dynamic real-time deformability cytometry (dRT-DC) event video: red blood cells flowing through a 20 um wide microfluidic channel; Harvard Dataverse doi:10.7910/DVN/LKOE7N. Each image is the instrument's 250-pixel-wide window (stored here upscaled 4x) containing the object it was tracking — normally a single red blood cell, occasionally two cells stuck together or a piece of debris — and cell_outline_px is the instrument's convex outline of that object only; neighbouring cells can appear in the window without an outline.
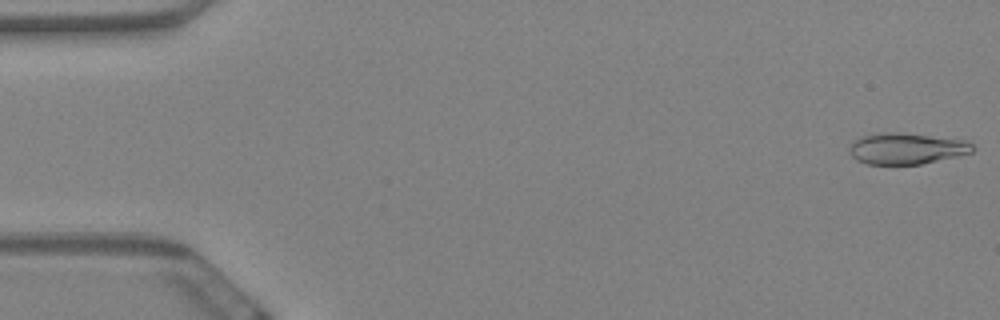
{"species": "Egyptian fruit bat (a non-hibernating species)", "species_latin": "Rousettus aegyptiacus", "temperature_condition": "warm", "stored_images_in_passage": 59, "camera_frame_rate_fps": 3000, "um_per_image_px": 0.085, "animal": {"sex": "female"}, "frame": {"image": 1, "passage_image": 1, "time_ms": 0.0, "image_size_px": [1000, 320], "cell_outline_px": [[976, 148], [972, 152], [960, 156], [920, 164], [868, 164], [856, 160], [848, 152], [848, 148], [856, 140], [864, 136], [876, 132], [900, 132], [964, 140], [972, 144]], "centroid_in_image_um": [77.06, 12.63], "position_along_channel_um": 7.9, "area_um2": 22.48}}
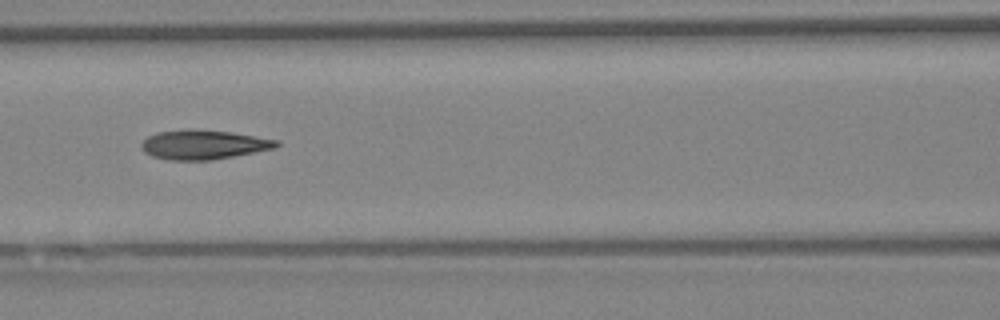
{"frame": {"image": 2, "passage_image": 26, "time_ms": 8.333, "image_size_px": [1000, 320], "cell_outline_px": [[280, 144], [276, 148], [212, 160], [168, 160], [152, 156], [144, 152], [140, 148], [140, 144], [148, 136], [156, 132], [232, 132], [280, 140]], "centroid_in_image_um": [17.34, 12.34], "position_along_channel_um": 149.3, "area_um2": 22.31}}
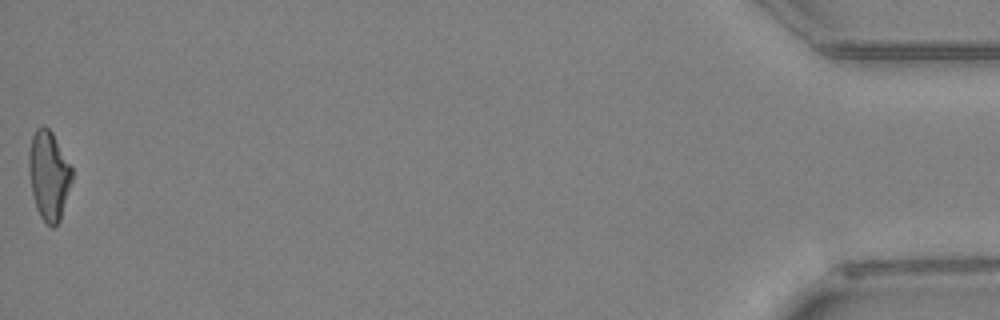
{"frame": {"image": 3, "passage_image": 59, "time_ms": 19.333, "image_size_px": [1000, 320], "cell_outline_px": [[72, 180], [60, 220], [52, 228], [40, 216], [36, 208], [32, 192], [28, 172], [28, 152], [32, 136], [36, 128], [44, 124], [52, 132], [72, 168]], "centroid_in_image_um": [4.13, 14.88], "position_along_channel_um": 431.1, "area_um2": 22.37}, "authors_computed_cell_mechanics": {"area_um2": 22.6576, "velocity_mm_per_s": 3.4513, "shape_relaxation_time_tau1_ms": null, "shape_relaxation_time_tau2_ms": 2.6385, "deformation_change_tau1": null, "deformation_change_tau2": 0.112}}